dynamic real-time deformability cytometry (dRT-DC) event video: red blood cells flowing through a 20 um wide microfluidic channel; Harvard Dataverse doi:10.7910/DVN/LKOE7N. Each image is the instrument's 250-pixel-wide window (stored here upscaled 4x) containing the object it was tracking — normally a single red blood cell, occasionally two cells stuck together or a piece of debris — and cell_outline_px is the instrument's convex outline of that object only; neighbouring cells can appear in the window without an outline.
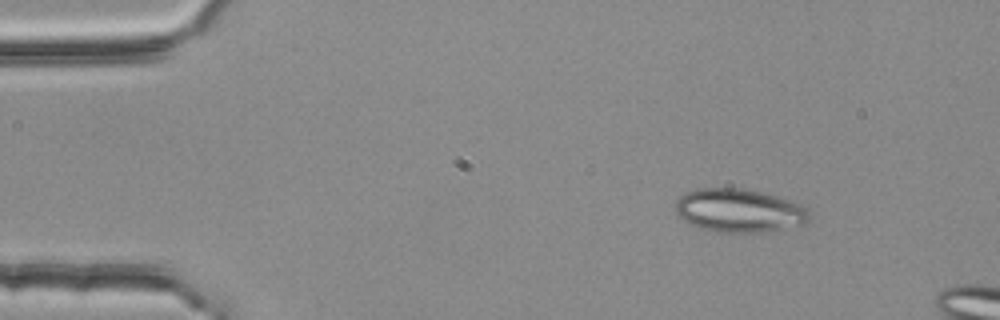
{"species": "common noctule bat (a hibernating species)", "species_latin": "Nyctalus noctula", "temperature_condition": "room temperature", "stored_images_in_passage": 3, "camera_frame_rate_fps": 3000, "um_per_image_px": 0.085, "animal": {"sex": "female", "body_mass_g": 25.1}, "frame": {"image": 1, "passage_image": 1, "time_ms": 0.0, "image_size_px": [1000, 320], "cell_outline_px": [[812, 216], [804, 224], [764, 232], [720, 232], [704, 228], [692, 224], [676, 216], [672, 208], [676, 200], [680, 196], [688, 192], [700, 188], [740, 188], [760, 192], [776, 196], [800, 204], [808, 208]], "centroid_in_image_um": [62.81, 17.89], "position_along_channel_um": 22.2, "area_um2": 33.87}}